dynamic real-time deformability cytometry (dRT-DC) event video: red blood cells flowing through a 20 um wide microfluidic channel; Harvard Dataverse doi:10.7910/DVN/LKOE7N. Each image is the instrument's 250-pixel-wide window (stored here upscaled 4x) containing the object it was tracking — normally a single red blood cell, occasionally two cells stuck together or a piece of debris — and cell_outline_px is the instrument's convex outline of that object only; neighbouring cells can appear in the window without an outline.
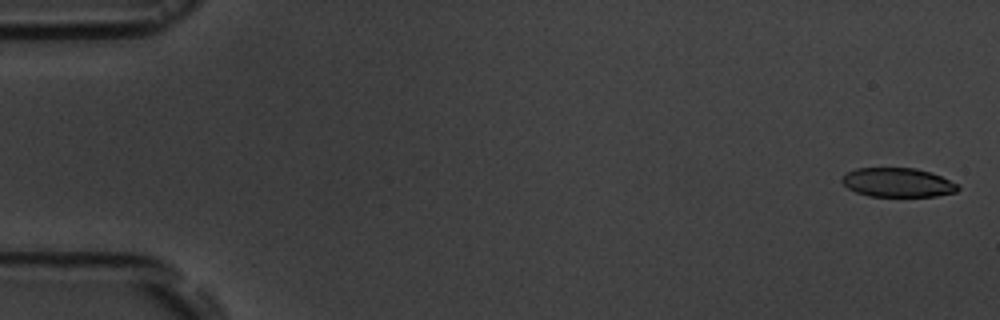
{"species": "common noctule bat (a hibernating species)", "species_latin": "Nyctalus noctula", "temperature_condition": "room temperature", "stored_images_in_passage": 8, "camera_frame_rate_fps": 3000, "um_per_image_px": 0.085, "animal": {"sex": "male", "body_mass_g": 19.5, "forearm_length_mm": 54.6}, "frame": {"image": 1, "passage_image": 1, "time_ms": 0.0, "image_size_px": [1000, 320], "cell_outline_px": [[960, 188], [956, 192], [936, 196], [868, 196], [856, 192], [848, 188], [840, 180], [848, 172], [856, 168], [916, 168], [932, 172], [960, 184]], "centroid_in_image_um": [76.35, 15.51], "position_along_channel_um": 8.6, "area_um2": 19.77}}
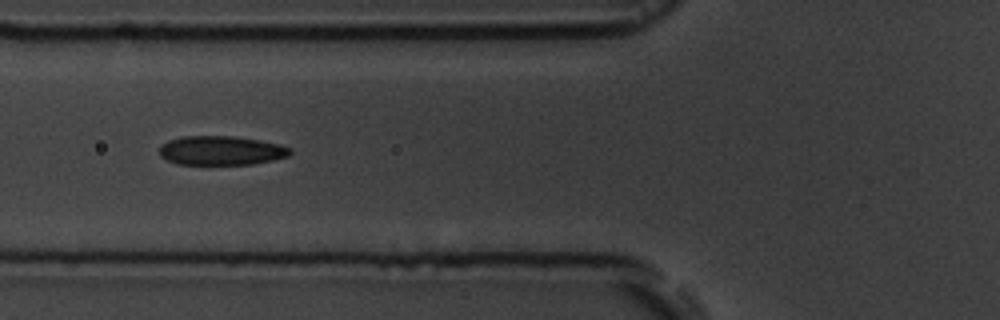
{"frame": {"image": 2, "passage_image": 6, "time_ms": 6.667, "image_size_px": [1000, 320], "cell_outline_px": [[292, 152], [288, 156], [272, 160], [252, 164], [176, 164], [160, 156], [160, 144], [168, 140], [180, 136], [232, 136], [280, 144], [292, 148]], "centroid_in_image_um": [18.77, 12.79], "position_along_channel_um": 107.0, "area_um2": 22.2}}
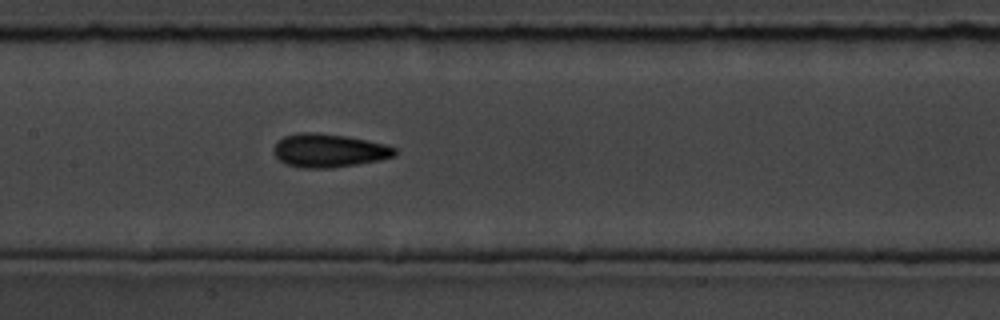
{"frame": {"image": 3, "passage_image": 8, "time_ms": 8.667, "image_size_px": [1000, 320], "cell_outline_px": [[396, 156], [380, 160], [332, 168], [300, 168], [284, 164], [272, 152], [272, 148], [276, 140], [284, 136], [300, 132], [316, 132], [348, 136], [384, 144], [396, 148]], "centroid_in_image_um": [27.9, 12.79], "position_along_channel_um": 179.5, "area_um2": 23.93}}